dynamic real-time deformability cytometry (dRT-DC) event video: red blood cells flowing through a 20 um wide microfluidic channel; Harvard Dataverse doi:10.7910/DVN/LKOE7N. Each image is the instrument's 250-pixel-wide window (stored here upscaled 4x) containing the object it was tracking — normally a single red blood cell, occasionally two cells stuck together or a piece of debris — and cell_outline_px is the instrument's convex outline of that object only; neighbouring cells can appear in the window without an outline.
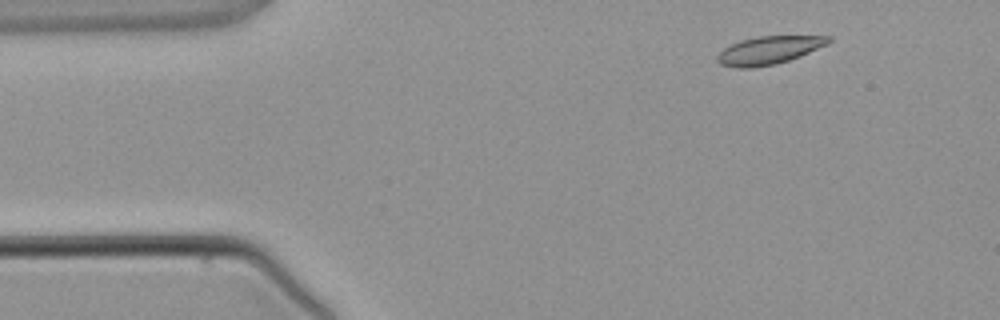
{"species": "common noctule bat (a hibernating species)", "species_latin": "Nyctalus noctula", "temperature_condition": "warm", "stored_images_in_passage": 4, "camera_frame_rate_fps": 3000, "um_per_image_px": 0.085, "animal": {"sex": "male", "body_mass_g": 21.5, "forearm_length_mm": 52.0}, "frame": {"image": 1, "passage_image": 1, "time_ms": 0.0, "image_size_px": [1000, 320], "cell_outline_px": [[832, 40], [828, 44], [800, 56], [776, 64], [752, 68], [736, 68], [720, 64], [716, 60], [716, 56], [724, 48], [740, 40], [760, 36], [832, 36]], "centroid_in_image_um": [65.35, 4.27], "position_along_channel_um": 19.7, "area_um2": 18.15}}
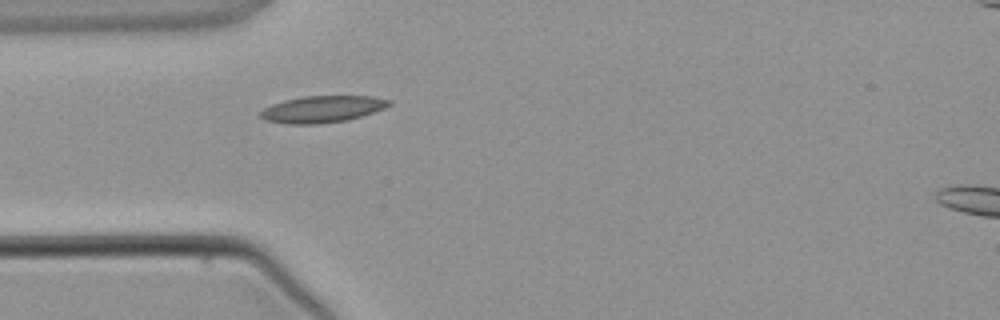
{"frame": {"image": 2, "passage_image": 3, "time_ms": 2.333, "image_size_px": [1000, 320], "cell_outline_px": [[392, 104], [384, 108], [348, 120], [316, 124], [288, 124], [264, 120], [260, 116], [260, 112], [264, 108], [272, 104], [284, 100], [304, 96], [372, 96], [392, 100]], "centroid_in_image_um": [27.39, 9.27], "position_along_channel_um": 57.6, "area_um2": 20.0}}